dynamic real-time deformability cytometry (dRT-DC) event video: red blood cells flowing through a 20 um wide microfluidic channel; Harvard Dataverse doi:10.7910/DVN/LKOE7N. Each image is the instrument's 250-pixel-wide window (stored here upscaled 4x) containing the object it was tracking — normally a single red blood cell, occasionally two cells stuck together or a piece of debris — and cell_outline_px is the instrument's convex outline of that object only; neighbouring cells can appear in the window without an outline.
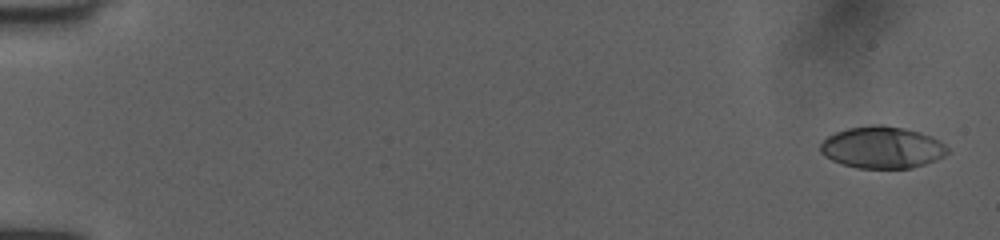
{"species": "human", "species_latin": "Homo sapiens", "temperature_condition": "room temperature", "stored_images_in_passage": 11, "camera_frame_rate_fps": 3000, "um_per_image_px": 0.085, "donor": {"sex": "female"}, "frame": {"image": 1, "passage_image": 1, "time_ms": 0.0, "image_size_px": [1000, 240], "cell_outline_px": [[948, 152], [936, 160], [912, 168], [856, 168], [832, 160], [824, 156], [820, 152], [820, 144], [828, 136], [836, 132], [848, 128], [876, 124], [880, 124], [920, 132], [944, 144], [948, 148]], "centroid_in_image_um": [74.94, 12.54], "position_along_channel_um": 10.1, "area_um2": 30.63}}
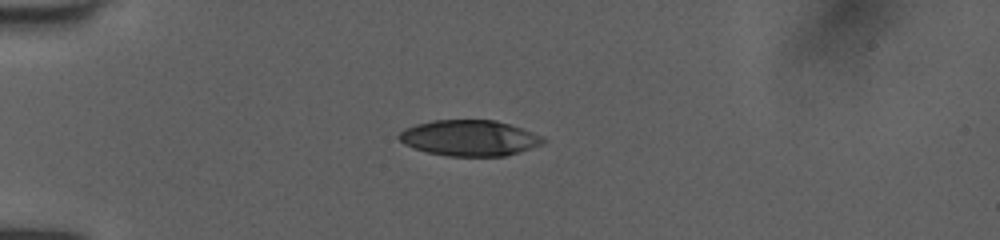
{"frame": {"image": 2, "passage_image": 8, "time_ms": 2.333, "image_size_px": [1000, 240], "cell_outline_px": [[544, 144], [504, 156], [448, 156], [428, 152], [412, 148], [404, 144], [396, 136], [400, 132], [416, 124], [432, 120], [496, 120], [544, 136]], "centroid_in_image_um": [39.89, 11.73], "position_along_channel_um": 45.1, "area_um2": 29.94}}
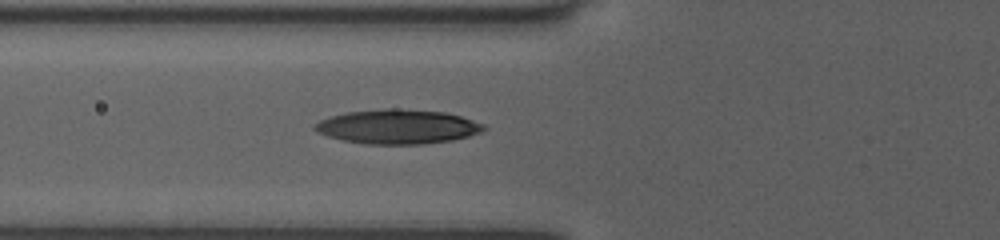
{"frame": {"image": 3, "passage_image": 11, "time_ms": 3.333, "image_size_px": [1000, 240], "cell_outline_px": [[484, 132], [452, 140], [424, 144], [364, 144], [344, 140], [328, 136], [316, 132], [312, 128], [320, 120], [332, 116], [348, 112], [384, 108], [396, 108], [444, 112], [460, 116], [484, 124]], "centroid_in_image_um": [33.8, 10.77], "position_along_channel_um": 92.0, "area_um2": 33.76}}